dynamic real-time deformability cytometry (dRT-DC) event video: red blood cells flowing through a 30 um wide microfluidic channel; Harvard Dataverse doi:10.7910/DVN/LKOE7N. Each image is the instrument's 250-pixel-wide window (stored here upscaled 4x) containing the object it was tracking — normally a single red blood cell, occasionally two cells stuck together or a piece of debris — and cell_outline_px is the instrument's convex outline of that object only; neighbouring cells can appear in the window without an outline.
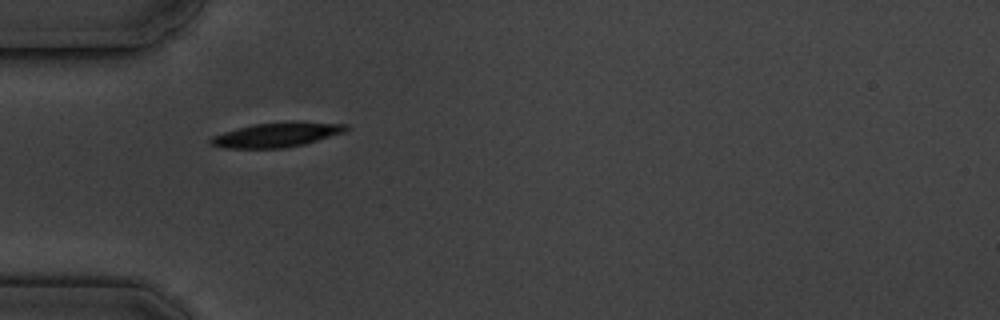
{"species": "common noctule bat (a hibernating species)", "species_latin": "Nyctalus noctula", "temperature_condition": "cold", "stored_images_in_passage": 2, "camera_frame_rate_fps": 3000, "um_per_image_px": 0.085, "animal": {"sex": "male", "body_mass_g": 19.5, "forearm_length_mm": 54.6}, "frame": {"image": 1, "passage_image": 1, "time_ms": 0.0, "image_size_px": [1000, 320], "cell_outline_px": [[348, 128], [344, 132], [304, 144], [284, 148], [220, 148], [208, 144], [208, 140], [212, 136], [236, 128], [252, 124], [296, 120], [348, 124]], "centroid_in_image_um": [23.49, 11.44], "position_along_channel_um": 61.5, "area_um2": 19.77}}